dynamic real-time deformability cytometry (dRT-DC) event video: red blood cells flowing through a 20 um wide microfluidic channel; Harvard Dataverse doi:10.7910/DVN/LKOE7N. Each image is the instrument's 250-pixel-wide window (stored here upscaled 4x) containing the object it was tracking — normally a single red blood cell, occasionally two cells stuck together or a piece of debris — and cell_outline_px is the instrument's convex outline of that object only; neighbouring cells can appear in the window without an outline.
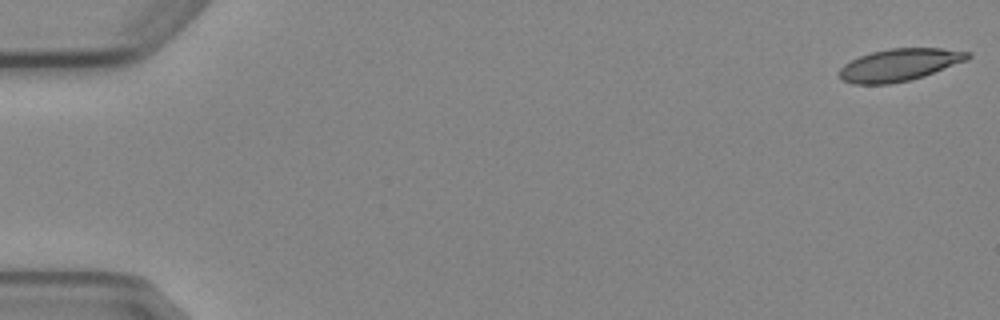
{"species": "Egyptian fruit bat (a non-hibernating species)", "species_latin": "Rousettus aegyptiacus", "temperature_condition": "cold", "stored_images_in_passage": 6, "camera_frame_rate_fps": 3000, "um_per_image_px": 0.085, "animal": {"sex": "female"}, "frame": {"image": 1, "passage_image": 1, "time_ms": 0.0, "image_size_px": [1000, 320], "cell_outline_px": [[972, 56], [968, 60], [924, 76], [908, 80], [888, 84], [852, 84], [840, 80], [840, 68], [844, 64], [860, 56], [872, 52], [892, 48], [940, 48], [972, 52]], "centroid_in_image_um": [76.47, 5.51], "position_along_channel_um": 8.5, "area_um2": 24.16}}
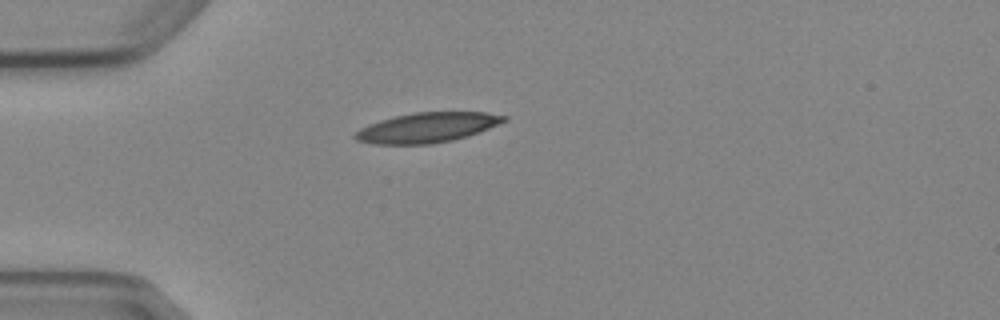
{"frame": {"image": 2, "passage_image": 5, "time_ms": 4.667, "image_size_px": [1000, 320], "cell_outline_px": [[508, 120], [488, 128], [452, 140], [432, 144], [372, 144], [356, 140], [352, 136], [360, 128], [368, 124], [380, 120], [396, 116], [416, 112], [488, 112], [508, 116]], "centroid_in_image_um": [36.28, 10.84], "position_along_channel_um": 48.7, "area_um2": 25.78}}